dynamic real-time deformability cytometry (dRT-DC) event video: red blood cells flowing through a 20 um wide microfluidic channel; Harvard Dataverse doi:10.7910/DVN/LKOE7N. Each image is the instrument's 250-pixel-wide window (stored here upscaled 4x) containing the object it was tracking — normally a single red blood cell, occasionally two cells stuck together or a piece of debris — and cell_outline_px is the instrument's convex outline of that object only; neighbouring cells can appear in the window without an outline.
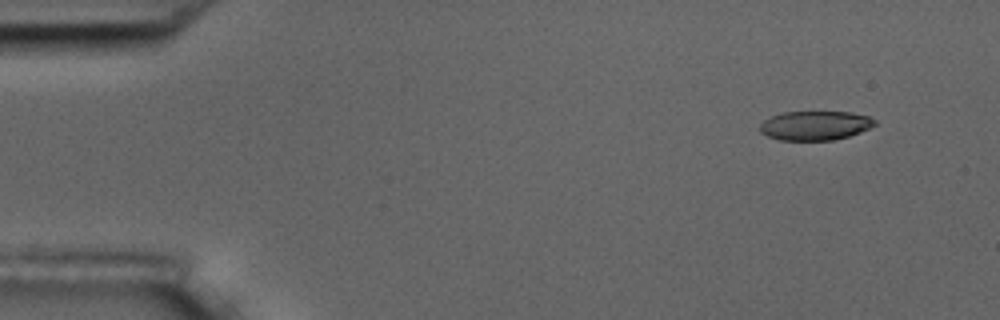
{"species": "common noctule bat (a hibernating species)", "species_latin": "Nyctalus noctula", "temperature_condition": "room temperature", "stored_images_in_passage": 5, "camera_frame_rate_fps": 3000, "um_per_image_px": 0.085, "animal": {"sex": "male", "body_mass_g": 17.5, "forearm_length_mm": 52.3}, "frame": {"image": 1, "passage_image": 1, "time_ms": 0.0, "image_size_px": [1000, 320], "cell_outline_px": [[876, 124], [860, 132], [848, 136], [832, 140], [780, 140], [768, 136], [760, 132], [760, 124], [764, 120], [772, 116], [784, 112], [848, 112], [868, 116], [876, 120]], "centroid_in_image_um": [69.27, 10.67], "position_along_channel_um": 15.7, "area_um2": 19.36}}
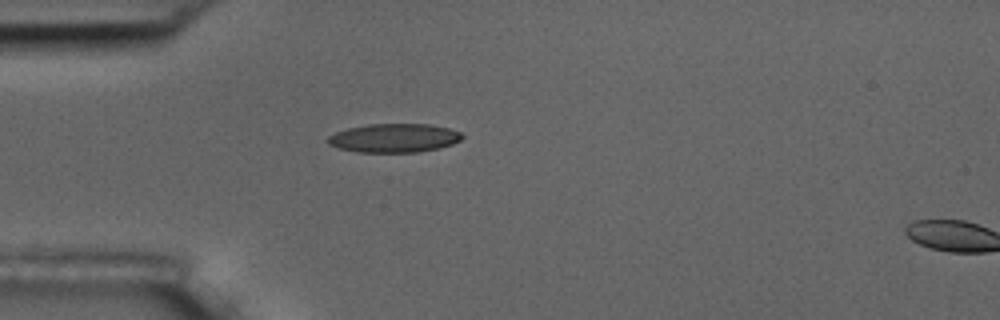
{"frame": {"image": 2, "passage_image": 4, "time_ms": 3.667, "image_size_px": [1000, 320], "cell_outline_px": [[464, 136], [460, 140], [452, 144], [436, 148], [416, 152], [356, 152], [340, 148], [328, 144], [324, 140], [328, 136], [336, 132], [348, 128], [368, 124], [428, 124], [448, 128], [460, 132]], "centroid_in_image_um": [33.46, 11.73], "position_along_channel_um": 51.5, "area_um2": 22.43}}